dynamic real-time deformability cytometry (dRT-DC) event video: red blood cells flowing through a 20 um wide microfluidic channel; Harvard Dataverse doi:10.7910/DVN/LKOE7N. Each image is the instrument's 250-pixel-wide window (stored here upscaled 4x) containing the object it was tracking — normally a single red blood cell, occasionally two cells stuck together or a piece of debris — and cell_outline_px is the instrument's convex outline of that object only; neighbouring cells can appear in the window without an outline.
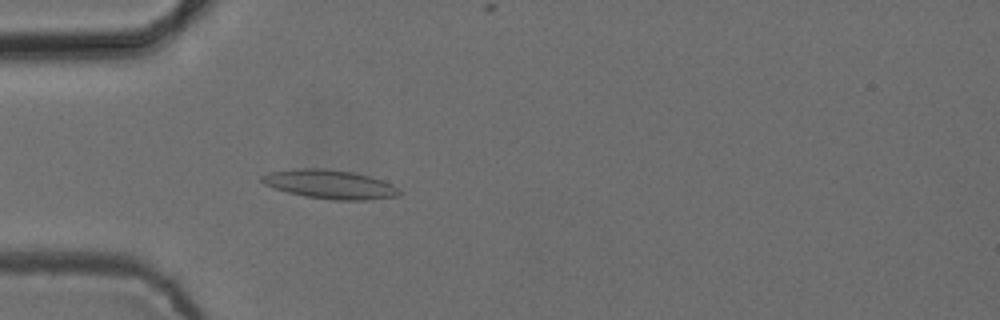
{"species": "common noctule bat (a hibernating species)", "species_latin": "Nyctalus noctula", "temperature_condition": "cold", "stored_images_in_passage": 53, "camera_frame_rate_fps": 3000, "um_per_image_px": 0.085, "animal": {"sex": "female", "body_mass_g": 24.6, "forearm_length_mm": 56.2}, "frame": {"image": 1, "passage_image": 16, "time_ms": 5.0, "image_size_px": [1000, 320], "cell_outline_px": [[404, 192], [400, 196], [372, 200], [336, 200], [304, 196], [288, 192], [264, 184], [260, 180], [260, 176], [268, 172], [296, 168], [324, 168], [352, 172], [384, 180], [392, 184]], "centroid_in_image_um": [28.09, 15.67], "position_along_channel_um": 56.9, "area_um2": 23.41}}
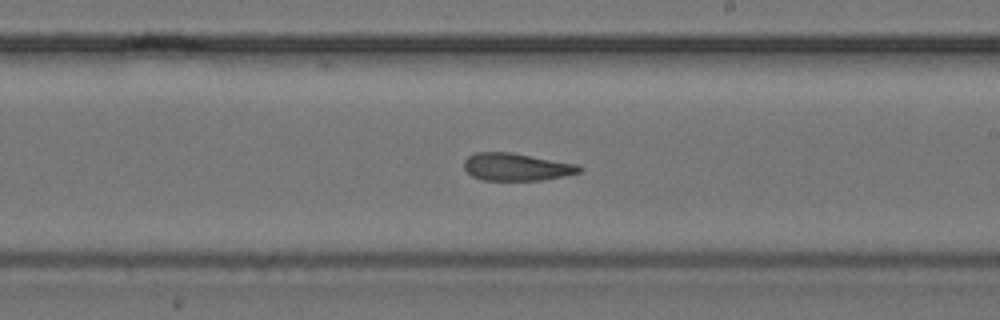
{"frame": {"image": 2, "passage_image": 31, "time_ms": 10.0, "image_size_px": [1000, 320], "cell_outline_px": [[584, 168], [580, 172], [564, 176], [540, 180], [484, 180], [472, 176], [464, 168], [464, 160], [468, 156], [476, 152], [512, 152], [580, 164]], "centroid_in_image_um": [43.94, 14.18], "position_along_channel_um": 245.1, "area_um2": 18.67}}
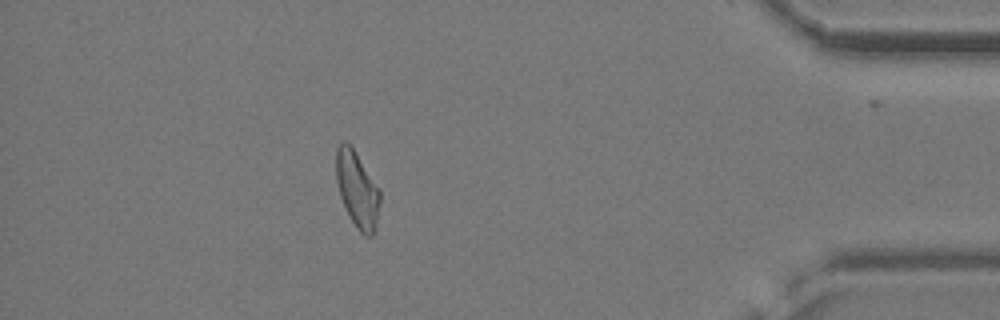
{"frame": {"image": 3, "passage_image": 47, "time_ms": 15.333, "image_size_px": [1000, 320], "cell_outline_px": [[380, 200], [376, 224], [372, 236], [364, 236], [356, 228], [340, 196], [336, 180], [336, 148], [344, 140], [352, 148], [380, 188]], "centroid_in_image_um": [30.37, 16.11], "position_along_channel_um": 404.8, "area_um2": 19.13}, "authors_computed_cell_mechanics": {"area_um2": 19.7098, "velocity_mm_per_s": 3.8755, "shape_relaxation_time_tau1_ms": null, "shape_relaxation_time_tau2_ms": 3.3191, "deformation_change_tau1": null, "deformation_change_tau2": 0.1244}}